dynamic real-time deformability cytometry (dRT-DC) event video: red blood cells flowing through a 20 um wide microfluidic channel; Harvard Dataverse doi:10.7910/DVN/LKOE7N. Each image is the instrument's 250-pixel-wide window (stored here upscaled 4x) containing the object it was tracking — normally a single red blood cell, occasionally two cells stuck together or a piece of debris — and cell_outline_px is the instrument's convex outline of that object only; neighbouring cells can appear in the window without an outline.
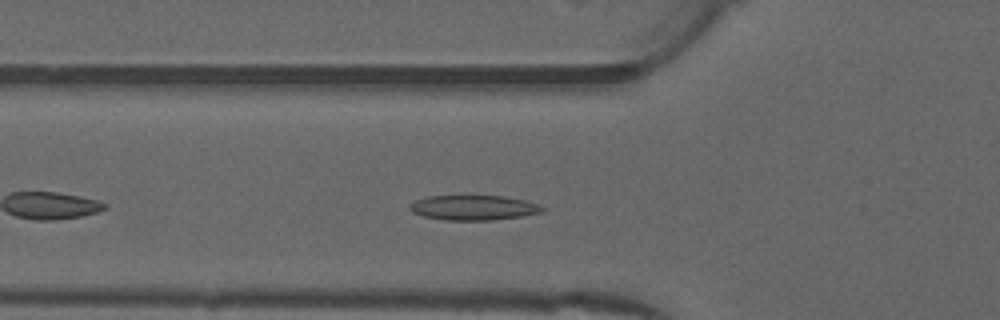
{"species": "common noctule bat (a hibernating species)", "species_latin": "Nyctalus noctula", "temperature_condition": "warm", "stored_images_in_passage": 36, "camera_frame_rate_fps": 3000, "um_per_image_px": 0.085, "animal": {"sex": "male", "forearm_length_mm": 52.5}, "frame": {"image": 1, "passage_image": 6, "time_ms": 1.667, "image_size_px": [1000, 320], "cell_outline_px": [[544, 208], [540, 212], [520, 216], [492, 220], [444, 220], [424, 216], [412, 212], [408, 208], [408, 204], [416, 200], [428, 196], [504, 196], [528, 200], [540, 204]], "centroid_in_image_um": [40.23, 17.64], "position_along_channel_um": 85.6, "area_um2": 19.25}}
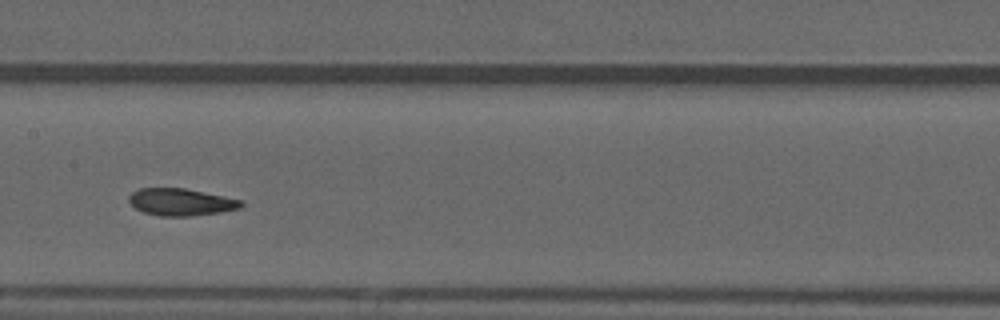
{"frame": {"image": 2, "passage_image": 14, "time_ms": 4.333, "image_size_px": [1000, 320], "cell_outline_px": [[244, 204], [240, 208], [220, 212], [188, 216], [160, 216], [144, 212], [136, 208], [128, 200], [128, 196], [132, 192], [140, 188], [184, 188], [224, 196], [240, 200]], "centroid_in_image_um": [15.36, 17.17], "position_along_channel_um": 192.0, "area_um2": 17.57}}
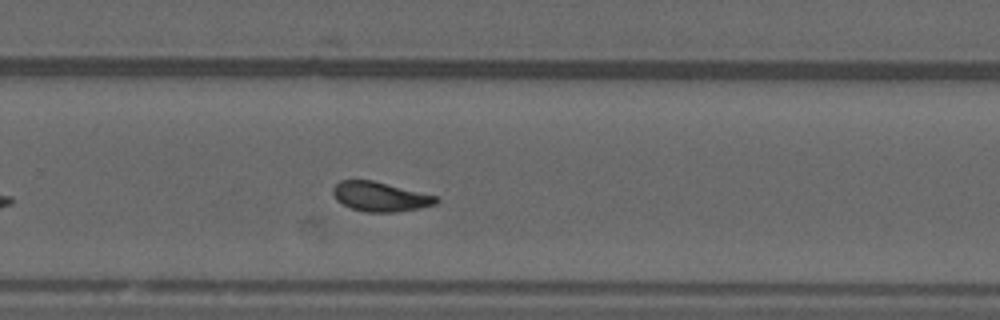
{"frame": {"image": 3, "passage_image": 22, "time_ms": 7.0, "image_size_px": [1000, 320], "cell_outline_px": [[440, 200], [436, 204], [420, 208], [396, 212], [368, 212], [352, 208], [336, 200], [332, 192], [332, 188], [340, 180], [372, 180], [436, 196]], "centroid_in_image_um": [32.31, 16.71], "position_along_channel_um": 297.5, "area_um2": 17.57}, "authors_computed_cell_mechanics": {"area_um2": 17.8891, "velocity_mm_per_s": 3.9705, "shape_relaxation_time_tau1_ms": 4.3716, "shape_relaxation_time_tau2_ms": 1.3694, "deformation_change_tau1": 0.156, "deformation_change_tau2": 0.0643}}